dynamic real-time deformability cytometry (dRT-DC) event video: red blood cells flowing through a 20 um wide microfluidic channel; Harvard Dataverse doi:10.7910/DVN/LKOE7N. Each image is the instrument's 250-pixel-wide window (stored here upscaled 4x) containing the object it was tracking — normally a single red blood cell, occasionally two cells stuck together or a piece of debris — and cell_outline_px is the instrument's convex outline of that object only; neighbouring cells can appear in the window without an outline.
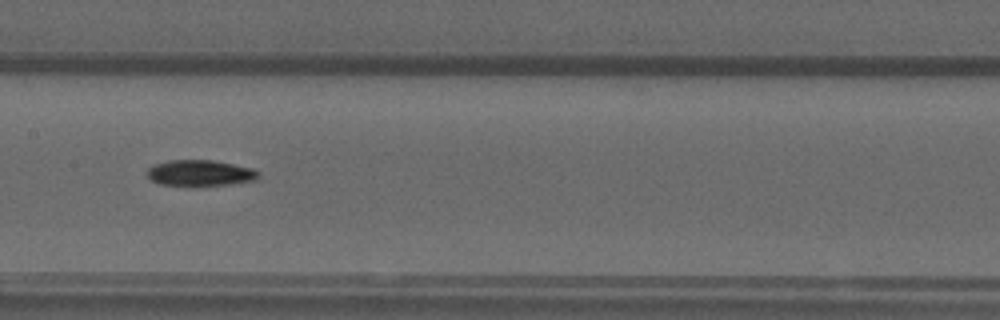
{"species": "common noctule bat (a hibernating species)", "species_latin": "Nyctalus noctula", "temperature_condition": "warm", "stored_images_in_passage": 52, "camera_frame_rate_fps": 3000, "um_per_image_px": 0.085, "animal": {"sex": "male", "forearm_length_mm": 52.5}, "frame": {"image": 1, "passage_image": 26, "time_ms": 8.333, "image_size_px": [1000, 320], "cell_outline_px": [[260, 176], [256, 180], [232, 184], [196, 188], [160, 184], [152, 180], [148, 176], [148, 168], [156, 164], [168, 160], [212, 160], [252, 168], [260, 172]], "centroid_in_image_um": [17.04, 14.75], "position_along_channel_um": 190.4, "area_um2": 17.4}}
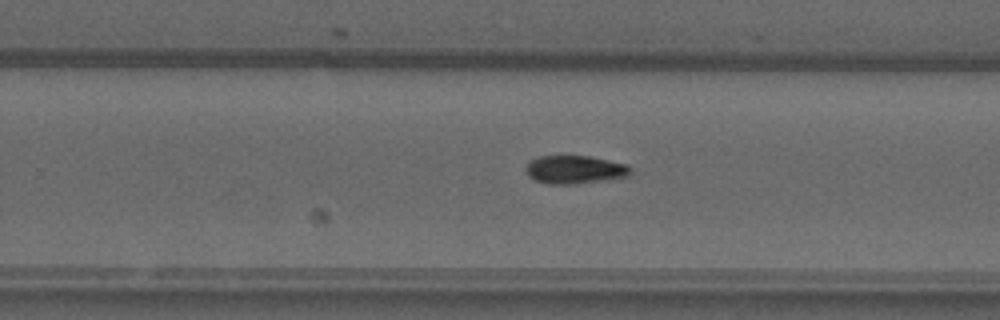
{"frame": {"image": 2, "passage_image": 33, "time_ms": 10.667, "image_size_px": [1000, 320], "cell_outline_px": [[632, 172], [628, 176], [576, 184], [548, 184], [536, 180], [528, 176], [524, 168], [532, 160], [540, 156], [588, 156], [628, 164], [632, 168]], "centroid_in_image_um": [48.87, 14.42], "position_along_channel_um": 280.9, "area_um2": 17.17}}
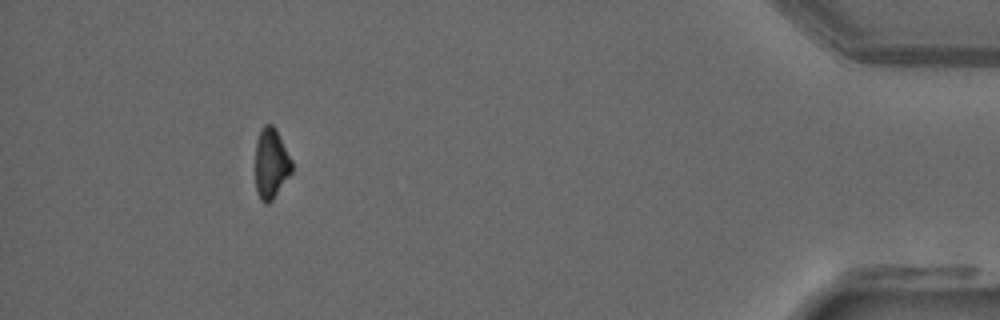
{"frame": {"image": 3, "passage_image": 48, "time_ms": 15.667, "image_size_px": [1000, 320], "cell_outline_px": [[292, 172], [272, 200], [268, 204], [264, 204], [260, 200], [256, 192], [256, 140], [264, 124], [272, 124], [276, 128], [292, 160]], "centroid_in_image_um": [23.04, 13.91], "position_along_channel_um": 412.2, "area_um2": 15.03}, "authors_computed_cell_mechanics": {"area_um2": 16.3285, "velocity_mm_per_s": 3.9028, "shape_relaxation_time_tau1_ms": 4.82, "shape_relaxation_time_tau2_ms": null, "deformation_change_tau1": 0.1454, "deformation_change_tau2": null}}